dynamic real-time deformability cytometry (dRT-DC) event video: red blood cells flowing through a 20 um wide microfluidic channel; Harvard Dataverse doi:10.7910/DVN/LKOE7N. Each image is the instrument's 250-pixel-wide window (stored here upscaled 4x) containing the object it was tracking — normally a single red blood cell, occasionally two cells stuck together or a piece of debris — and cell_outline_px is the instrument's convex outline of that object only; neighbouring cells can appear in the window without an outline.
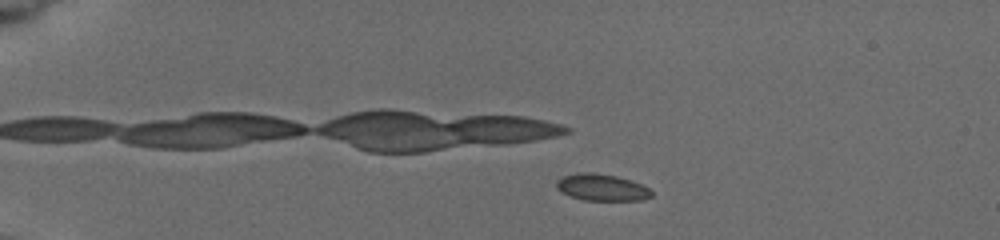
{"species": "common noctule bat (a hibernating species)", "species_latin": "Nyctalus noctula", "temperature_condition": "cold", "stored_images_in_passage": 46, "camera_frame_rate_fps": 3000, "um_per_image_px": 0.085, "animal": {"sex": "female", "body_mass_g": 19.5, "forearm_length_mm": 54.1}, "frame": {"image": 1, "passage_image": 6, "time_ms": 2.0, "image_size_px": [1000, 240], "cell_outline_px": [[652, 196], [640, 200], [584, 200], [560, 192], [556, 188], [556, 180], [564, 176], [576, 172], [592, 172], [616, 176], [632, 180], [648, 188], [652, 192]], "centroid_in_image_um": [51.12, 15.92], "position_along_channel_um": 33.9, "area_um2": 14.8}}
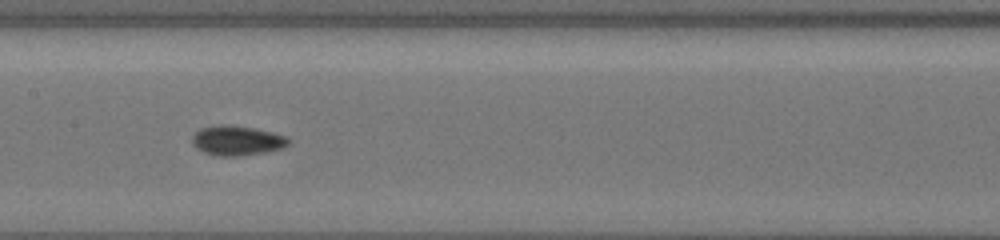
{"frame": {"image": 2, "passage_image": 24, "time_ms": 8.0, "image_size_px": [1000, 240], "cell_outline_px": [[292, 140], [284, 148], [264, 152], [240, 156], [216, 156], [204, 152], [196, 148], [192, 140], [192, 136], [200, 128], [220, 124], [232, 124], [272, 132], [284, 136]], "centroid_in_image_um": [20.14, 11.94], "position_along_channel_um": 187.3, "area_um2": 16.76}}
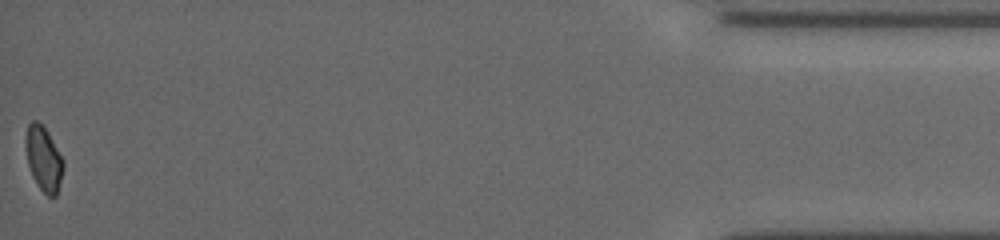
{"frame": {"image": 3, "passage_image": 46, "time_ms": 16.333, "image_size_px": [1000, 240], "cell_outline_px": [[64, 168], [56, 196], [48, 196], [36, 184], [32, 176], [28, 164], [24, 144], [24, 140], [28, 124], [32, 120], [36, 120], [44, 124], [64, 160]], "centroid_in_image_um": [3.7, 13.44], "position_along_channel_um": 431.5, "area_um2": 14.51}, "authors_computed_cell_mechanics": {"area_um2": 15.1436, "velocity_mm_per_s": 3.8702, "shape_relaxation_time_tau1_ms": 9.528, "shape_relaxation_time_tau2_ms": 2.0735, "deformation_change_tau1": 0.1178, "deformation_change_tau2": 0.0582}}